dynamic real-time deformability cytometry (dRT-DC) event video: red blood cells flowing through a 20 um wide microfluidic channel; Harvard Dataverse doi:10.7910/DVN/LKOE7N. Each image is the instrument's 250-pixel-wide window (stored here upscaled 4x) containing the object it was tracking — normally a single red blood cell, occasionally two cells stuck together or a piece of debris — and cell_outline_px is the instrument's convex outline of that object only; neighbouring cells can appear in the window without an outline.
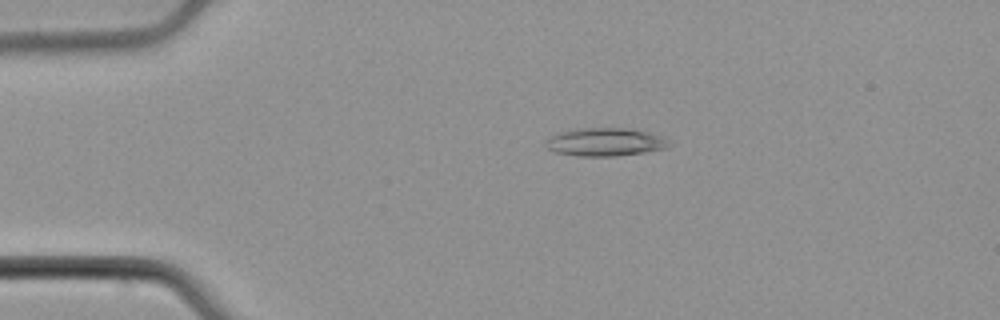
{"species": "common noctule bat (a hibernating species)", "species_latin": "Nyctalus noctula", "temperature_condition": "cold", "stored_images_in_passage": 54, "camera_frame_rate_fps": 3000, "um_per_image_px": 0.085, "animal": {"sex": "male", "body_mass_g": 21.5, "forearm_length_mm": 52.0}, "frame": {"image": 1, "passage_image": 12, "time_ms": 3.667, "image_size_px": [1000, 320], "cell_outline_px": [[672, 144], [664, 148], [644, 152], [616, 156], [576, 156], [556, 152], [548, 148], [544, 144], [544, 140], [548, 136], [560, 132], [580, 128], [628, 128], [648, 132], [664, 136]], "centroid_in_image_um": [51.42, 12.06], "position_along_channel_um": 33.6, "area_um2": 20.35}}
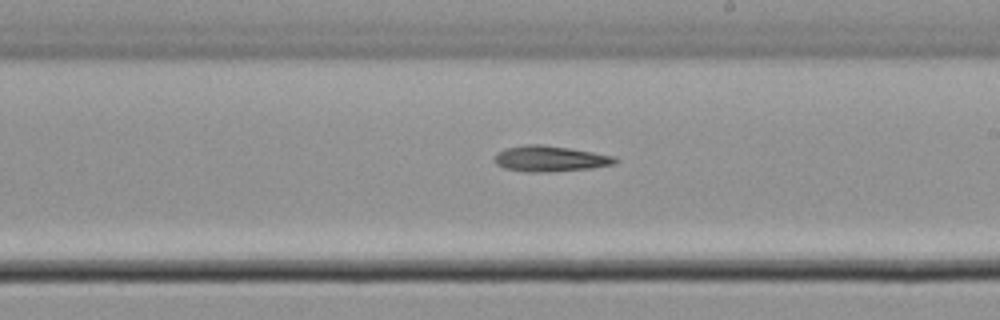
{"frame": {"image": 2, "passage_image": 32, "time_ms": 10.333, "image_size_px": [1000, 320], "cell_outline_px": [[620, 160], [616, 164], [592, 168], [548, 172], [528, 172], [504, 168], [496, 164], [496, 152], [508, 148], [524, 144], [540, 144], [568, 148], [616, 156]], "centroid_in_image_um": [46.81, 13.49], "position_along_channel_um": 242.2, "area_um2": 18.09}}
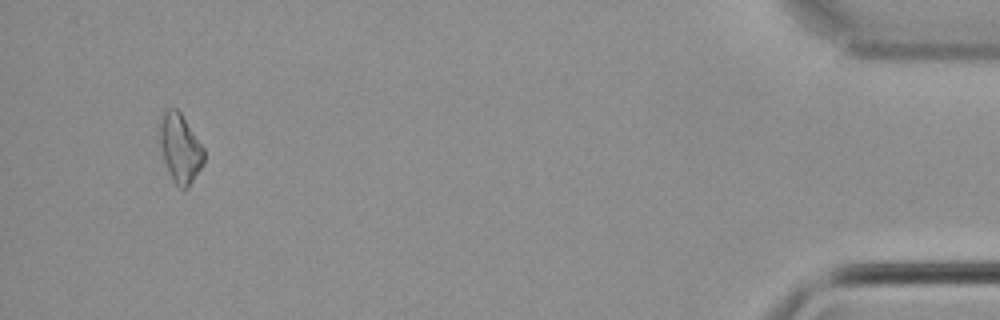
{"frame": {"image": 3, "passage_image": 52, "time_ms": 17.0, "image_size_px": [1000, 320], "cell_outline_px": [[204, 160], [200, 168], [188, 188], [180, 188], [172, 180], [164, 160], [160, 144], [160, 124], [164, 108], [176, 108], [180, 112], [204, 148]], "centroid_in_image_um": [15.31, 12.58], "position_along_channel_um": 419.9, "area_um2": 17.46}, "authors_computed_cell_mechanics": {"area_um2": 18.0047, "velocity_mm_per_s": 3.831, "shape_relaxation_time_tau1_ms": null, "shape_relaxation_time_tau2_ms": 3.9681, "deformation_change_tau1": null, "deformation_change_tau2": 0.1382}}